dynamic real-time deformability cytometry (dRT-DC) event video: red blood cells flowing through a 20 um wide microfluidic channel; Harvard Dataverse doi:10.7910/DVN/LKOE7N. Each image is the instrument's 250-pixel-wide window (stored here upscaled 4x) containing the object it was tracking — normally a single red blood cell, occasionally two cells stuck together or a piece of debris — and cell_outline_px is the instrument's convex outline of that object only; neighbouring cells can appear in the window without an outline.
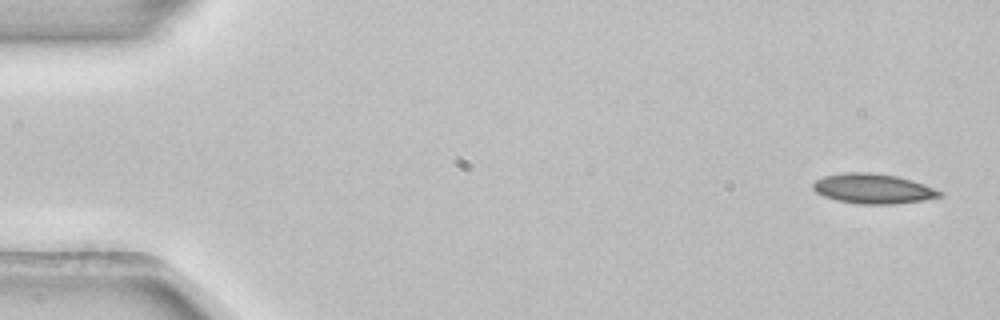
{"species": "common noctule bat (a hibernating species)", "species_latin": "Nyctalus noctula", "temperature_condition": "room temperature", "stored_images_in_passage": 4, "camera_frame_rate_fps": 3000, "um_per_image_px": 0.085, "animal": {"sex": "female", "body_mass_g": 22.7, "forearm_length_mm": 54.2}, "frame": {"image": 1, "passage_image": 1, "time_ms": 0.0, "image_size_px": [1000, 320], "cell_outline_px": [[944, 196], [924, 200], [892, 204], [860, 204], [836, 200], [824, 196], [816, 192], [812, 188], [812, 184], [816, 180], [824, 176], [844, 172], [868, 172], [896, 176], [912, 180], [924, 184], [944, 192]], "centroid_in_image_um": [74.23, 16.04], "position_along_channel_um": 10.8, "area_um2": 22.14}}
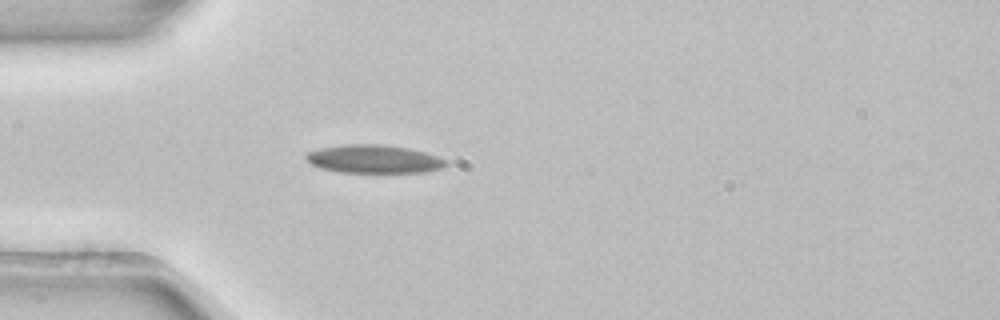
{"frame": {"image": 2, "passage_image": 4, "time_ms": 1.0, "image_size_px": [1000, 320], "cell_outline_px": [[448, 164], [444, 168], [424, 172], [340, 172], [320, 168], [312, 164], [304, 156], [308, 152], [320, 148], [344, 144], [376, 144], [408, 148], [424, 152], [448, 160]], "centroid_in_image_um": [31.8, 13.52], "position_along_channel_um": 53.2, "area_um2": 22.95}}